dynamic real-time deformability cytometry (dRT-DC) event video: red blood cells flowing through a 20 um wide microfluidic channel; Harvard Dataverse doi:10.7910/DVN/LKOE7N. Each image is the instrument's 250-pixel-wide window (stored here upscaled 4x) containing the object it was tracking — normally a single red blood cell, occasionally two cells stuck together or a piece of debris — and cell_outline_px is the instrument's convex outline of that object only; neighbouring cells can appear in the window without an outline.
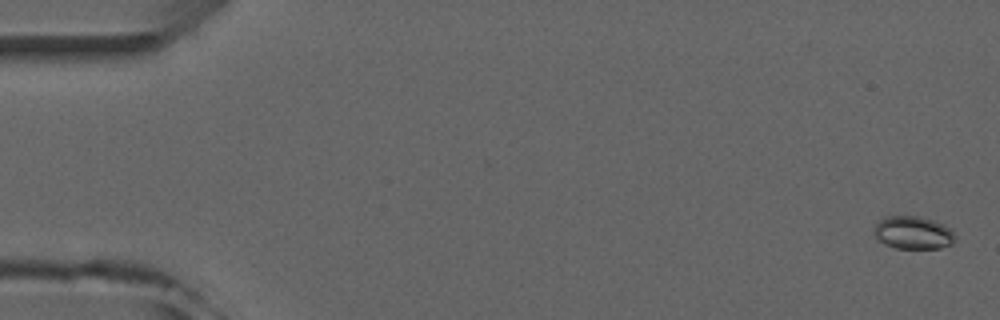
{"species": "common noctule bat (a hibernating species)", "species_latin": "Nyctalus noctula", "temperature_condition": "room temperature", "stored_images_in_passage": 5, "camera_frame_rate_fps": 3000, "um_per_image_px": 0.085, "animal": {"sex": "male", "forearm_length_mm": 52.5}, "frame": {"image": 1, "passage_image": 1, "time_ms": 0.0, "image_size_px": [1000, 320], "cell_outline_px": [[956, 240], [952, 244], [940, 248], [896, 248], [884, 244], [876, 240], [872, 232], [876, 224], [884, 216], [920, 216], [944, 224], [952, 228], [956, 236]], "centroid_in_image_um": [77.62, 19.78], "position_along_channel_um": 7.4, "area_um2": 15.9}}